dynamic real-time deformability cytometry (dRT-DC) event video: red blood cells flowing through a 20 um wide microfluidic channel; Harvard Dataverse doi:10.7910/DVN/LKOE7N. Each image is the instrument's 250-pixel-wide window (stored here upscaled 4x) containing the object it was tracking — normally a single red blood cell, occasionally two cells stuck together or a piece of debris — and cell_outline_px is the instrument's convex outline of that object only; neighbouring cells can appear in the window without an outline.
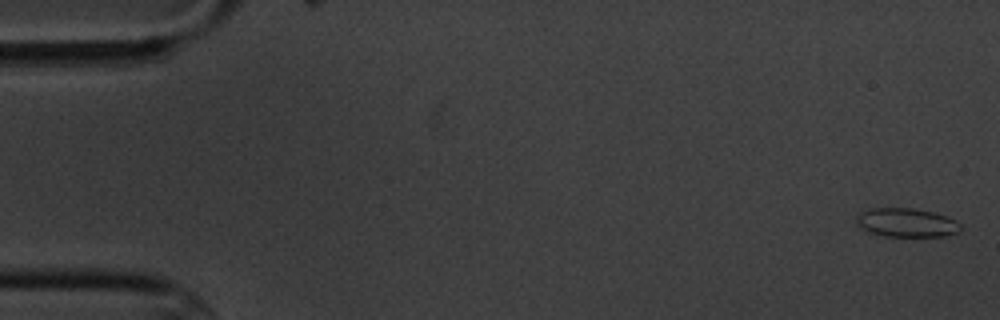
{"species": "common noctule bat (a hibernating species)", "species_latin": "Nyctalus noctula", "temperature_condition": "cold", "stored_images_in_passage": 7, "camera_frame_rate_fps": 3000, "um_per_image_px": 0.085, "animal": {"sex": "male", "body_mass_g": 20.1, "forearm_length_mm": 53.5}, "frame": {"image": 1, "passage_image": 1, "time_ms": 0.0, "image_size_px": [1000, 320], "cell_outline_px": [[960, 232], [944, 236], [884, 236], [868, 232], [860, 228], [856, 224], [856, 216], [860, 212], [872, 208], [912, 208], [932, 212], [956, 220], [960, 224]], "centroid_in_image_um": [77.01, 18.93], "position_along_channel_um": 8.0, "area_um2": 17.51}}
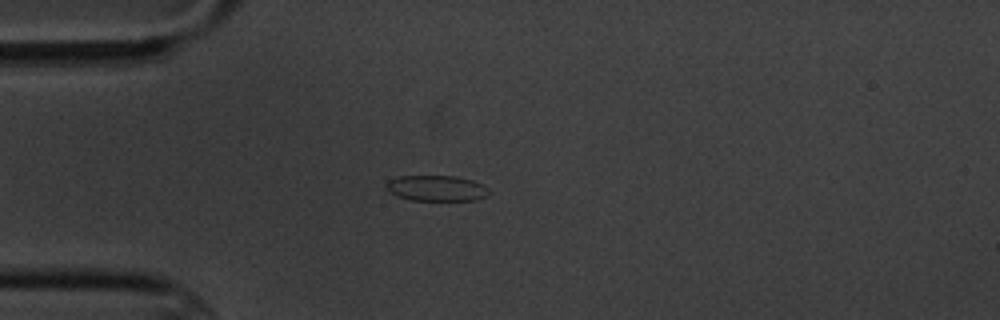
{"frame": {"image": 2, "passage_image": 5, "time_ms": 4.667, "image_size_px": [1000, 320], "cell_outline_px": [[492, 192], [488, 196], [476, 200], [412, 200], [396, 196], [388, 192], [384, 188], [384, 184], [388, 180], [400, 176], [456, 176], [472, 180], [488, 188]], "centroid_in_image_um": [37.08, 16.0], "position_along_channel_um": 47.9, "area_um2": 15.61}}
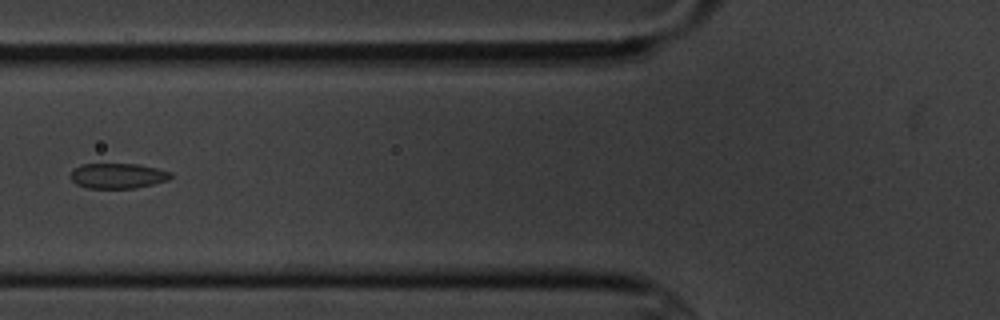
{"frame": {"image": 3, "passage_image": 7, "time_ms": 7.0, "image_size_px": [1000, 320], "cell_outline_px": [[172, 176], [168, 180], [136, 188], [88, 188], [76, 184], [72, 180], [72, 168], [80, 164], [140, 164], [172, 172]], "centroid_in_image_um": [10.01, 14.94], "position_along_channel_um": 115.8, "area_um2": 14.74}}